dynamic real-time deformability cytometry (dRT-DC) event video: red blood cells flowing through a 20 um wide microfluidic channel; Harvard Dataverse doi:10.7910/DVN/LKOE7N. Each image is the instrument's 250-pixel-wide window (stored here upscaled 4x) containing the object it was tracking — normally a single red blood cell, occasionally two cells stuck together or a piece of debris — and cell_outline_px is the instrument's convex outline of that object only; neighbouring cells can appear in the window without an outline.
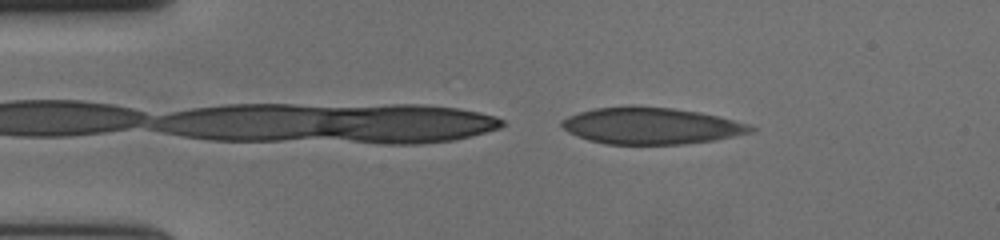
{"species": "human", "species_latin": "Homo sapiens", "temperature_condition": "cold", "stored_images_in_passage": 42, "camera_frame_rate_fps": 3000, "um_per_image_px": 0.085, "donor": {"sex": "female"}, "frame": {"image": 1, "passage_image": 2, "time_ms": 0.333, "image_size_px": [1000, 240], "cell_outline_px": [[756, 128], [752, 132], [712, 140], [684, 144], [604, 144], [588, 140], [568, 132], [560, 124], [568, 116], [580, 112], [596, 108], [632, 104], [672, 108], [696, 112], [716, 116], [732, 120]], "centroid_in_image_um": [55.27, 10.68], "position_along_channel_um": 29.7, "area_um2": 40.06}}
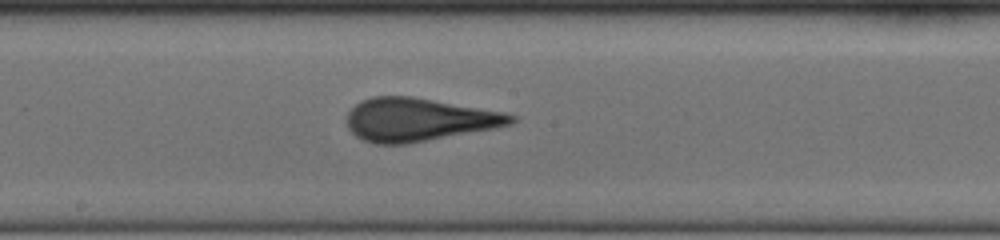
{"frame": {"image": 2, "passage_image": 22, "time_ms": 7.0, "image_size_px": [1000, 240], "cell_outline_px": [[516, 120], [512, 124], [496, 128], [404, 144], [376, 144], [364, 140], [356, 136], [348, 128], [348, 112], [360, 100], [372, 96], [412, 96], [500, 112], [516, 116]], "centroid_in_image_um": [35.55, 10.17], "position_along_channel_um": 212.7, "area_um2": 40.81}}
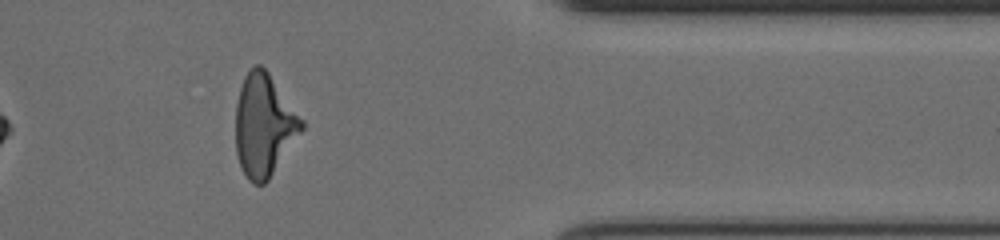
{"frame": {"image": 3, "passage_image": 38, "time_ms": 12.333, "image_size_px": [1000, 240], "cell_outline_px": [[304, 128], [268, 180], [264, 184], [252, 184], [248, 180], [240, 164], [236, 152], [236, 104], [240, 88], [244, 76], [256, 64], [260, 64], [268, 72], [304, 120]], "centroid_in_image_um": [22.44, 10.65], "position_along_channel_um": 389.0, "area_um2": 39.07}, "authors_computed_cell_mechanics": {"area_um2": 40.0843, "velocity_mm_per_s": 3.6753, "shape_relaxation_time_tau1_ms": 8.2285, "shape_relaxation_time_tau2_ms": 1.0063, "deformation_change_tau1": 0.197, "deformation_change_tau2": 0.0676}}